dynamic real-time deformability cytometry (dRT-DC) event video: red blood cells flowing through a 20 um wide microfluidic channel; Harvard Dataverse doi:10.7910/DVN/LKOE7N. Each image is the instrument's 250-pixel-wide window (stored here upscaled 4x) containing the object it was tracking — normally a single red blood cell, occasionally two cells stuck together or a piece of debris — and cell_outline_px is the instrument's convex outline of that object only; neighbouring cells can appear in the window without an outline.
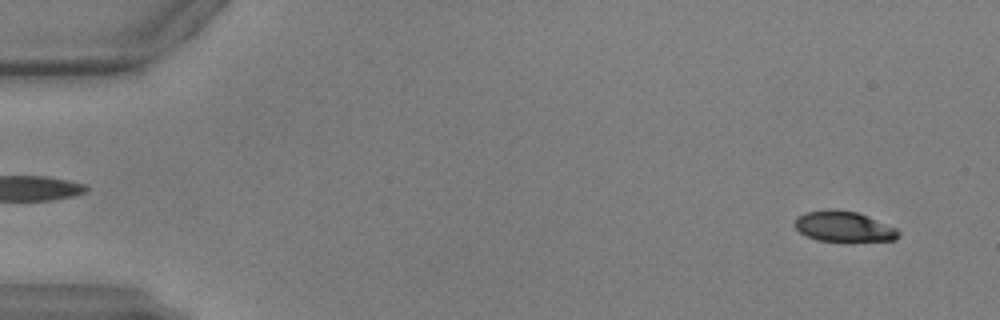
{"species": "common noctule bat (a hibernating species)", "species_latin": "Nyctalus noctula", "temperature_condition": "warm", "stored_images_in_passage": 51, "camera_frame_rate_fps": 3000, "um_per_image_px": 0.085, "animal": {"sex": "male", "body_mass_g": 17.9, "forearm_length_mm": 54.2}, "frame": {"image": 1, "passage_image": 3, "time_ms": 0.667, "image_size_px": [1000, 320], "cell_outline_px": [[900, 236], [896, 240], [852, 244], [844, 244], [816, 240], [804, 236], [792, 224], [796, 216], [808, 212], [856, 212], [896, 228], [900, 232]], "centroid_in_image_um": [71.74, 19.38], "position_along_channel_um": 13.3, "area_um2": 18.79}}
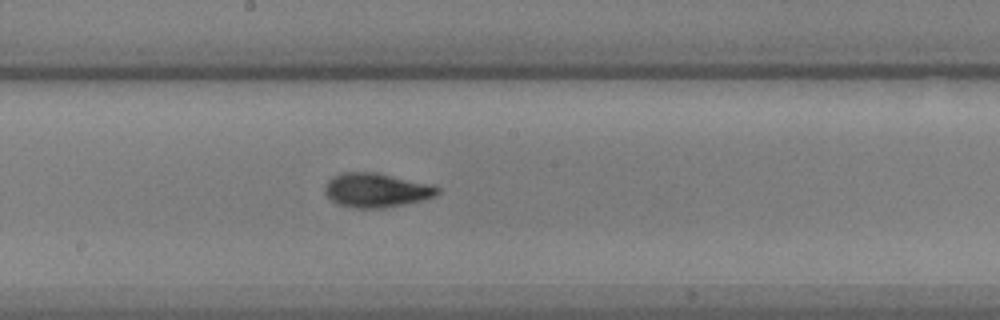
{"frame": {"image": 2, "passage_image": 28, "time_ms": 9.0, "image_size_px": [1000, 320], "cell_outline_px": [[440, 192], [436, 196], [424, 200], [380, 208], [356, 208], [340, 204], [332, 200], [324, 192], [324, 188], [328, 180], [332, 176], [340, 172], [376, 172], [432, 184], [440, 188]], "centroid_in_image_um": [32.01, 16.15], "position_along_channel_um": 216.2, "area_um2": 22.48}}
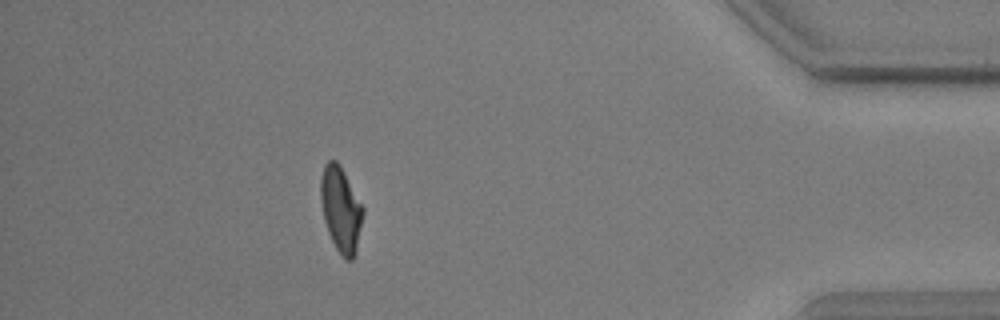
{"frame": {"image": 3, "passage_image": 46, "time_ms": 15.0, "image_size_px": [1000, 320], "cell_outline_px": [[364, 212], [356, 252], [352, 260], [344, 260], [336, 248], [328, 232], [324, 220], [320, 200], [320, 180], [324, 164], [328, 160], [336, 160], [340, 164], [364, 208]], "centroid_in_image_um": [28.97, 17.79], "position_along_channel_um": 406.2, "area_um2": 21.15}, "authors_computed_cell_mechanics": {"area_um2": 20.6924, "velocity_mm_per_s": 3.917, "shape_relaxation_time_tau1_ms": 2.2208, "shape_relaxation_time_tau2_ms": 1.0993, "deformation_change_tau1": 0.1699, "deformation_change_tau2": 0.0752}}